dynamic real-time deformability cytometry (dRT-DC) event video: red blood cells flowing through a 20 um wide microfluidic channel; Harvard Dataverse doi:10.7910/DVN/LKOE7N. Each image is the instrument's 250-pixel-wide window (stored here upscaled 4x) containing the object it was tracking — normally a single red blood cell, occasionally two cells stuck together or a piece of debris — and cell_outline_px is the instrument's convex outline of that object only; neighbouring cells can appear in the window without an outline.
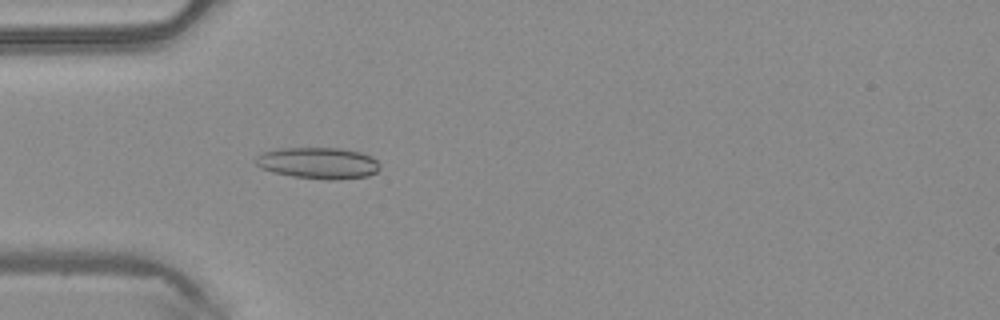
{"species": "common noctule bat (a hibernating species)", "species_latin": "Nyctalus noctula", "temperature_condition": "warm", "stored_images_in_passage": 49, "camera_frame_rate_fps": 3000, "um_per_image_px": 0.085, "animal": {"sex": "male", "body_mass_g": 20.4}, "frame": {"image": 1, "passage_image": 15, "time_ms": 4.667, "image_size_px": [1000, 320], "cell_outline_px": [[380, 168], [376, 172], [368, 176], [336, 180], [328, 180], [292, 176], [272, 172], [260, 168], [256, 164], [256, 156], [264, 152], [280, 148], [340, 148], [360, 152], [372, 156], [380, 164]], "centroid_in_image_um": [27.07, 13.86], "position_along_channel_um": 57.9, "area_um2": 22.83}}
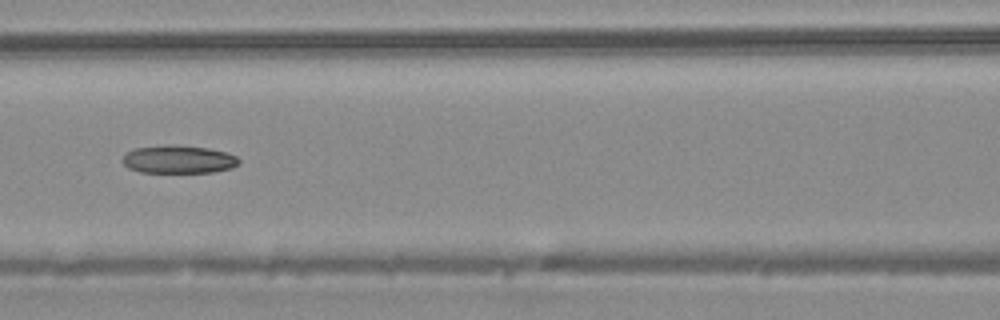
{"frame": {"image": 2, "passage_image": 22, "time_ms": 7.0, "image_size_px": [1000, 320], "cell_outline_px": [[240, 164], [232, 168], [212, 172], [140, 172], [128, 168], [124, 164], [124, 156], [128, 152], [136, 148], [168, 144], [208, 148], [224, 152], [236, 156], [240, 160]], "centroid_in_image_um": [15.2, 13.55], "position_along_channel_um": 151.4, "area_um2": 18.84}}
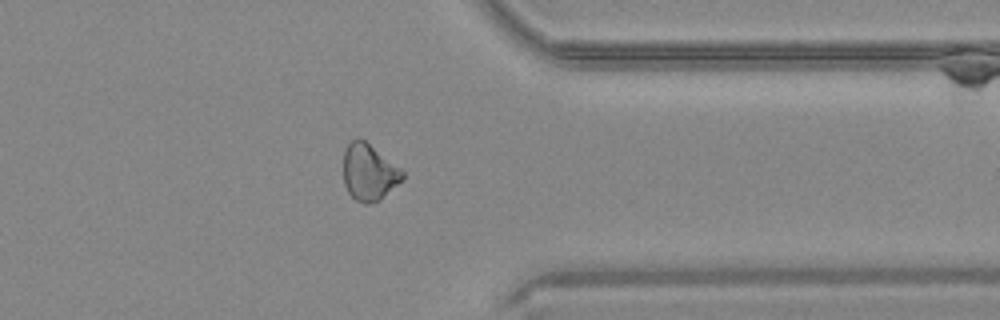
{"frame": {"image": 3, "passage_image": 39, "time_ms": 12.667, "image_size_px": [1000, 320], "cell_outline_px": [[404, 176], [380, 200], [368, 204], [364, 204], [356, 200], [348, 192], [344, 184], [344, 148], [356, 136], [364, 140], [400, 168], [404, 172]], "centroid_in_image_um": [31.32, 14.63], "position_along_channel_um": 380.1, "area_um2": 19.19}, "authors_computed_cell_mechanics": {"area_um2": 20.2878, "velocity_mm_per_s": 4.1627, "shape_relaxation_time_tau1_ms": null, "shape_relaxation_time_tau2_ms": 9.9736, "deformation_change_tau1": null, "deformation_change_tau2": 0.2093}}